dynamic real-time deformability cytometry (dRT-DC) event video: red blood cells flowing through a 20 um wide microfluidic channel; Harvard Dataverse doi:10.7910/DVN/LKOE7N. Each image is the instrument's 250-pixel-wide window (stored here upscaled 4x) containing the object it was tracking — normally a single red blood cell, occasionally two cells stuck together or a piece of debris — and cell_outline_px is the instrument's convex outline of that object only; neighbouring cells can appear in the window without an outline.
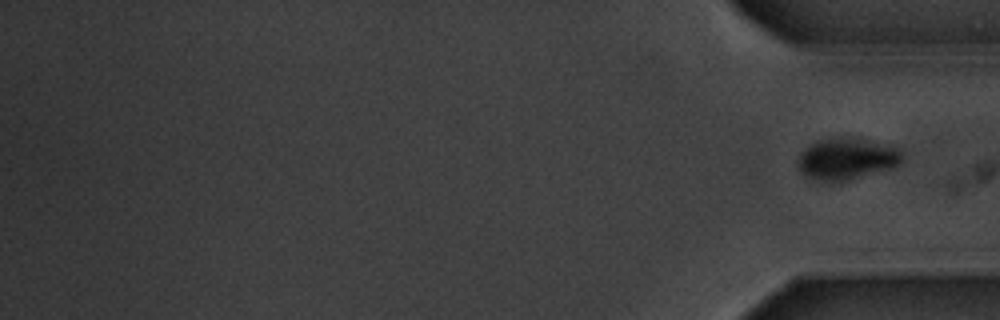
{"species": "common noctule bat (a hibernating species)", "species_latin": "Nyctalus noctula", "temperature_condition": "warm", "stored_images_in_passage": 17, "camera_frame_rate_fps": 3000, "um_per_image_px": 0.085, "animal": {"sex": "male", "body_mass_g": 20.1, "forearm_length_mm": 53.5}, "frame": {"image": 1, "passage_image": 17, "time_ms": 20.333, "image_size_px": [1000, 320], "cell_outline_px": [[900, 164], [892, 168], [844, 180], [820, 180], [808, 176], [800, 172], [800, 152], [804, 148], [816, 140], [852, 140], [896, 148], [900, 152]], "centroid_in_image_um": [71.91, 13.54], "position_along_channel_um": 363.3, "area_um2": 23.29}}